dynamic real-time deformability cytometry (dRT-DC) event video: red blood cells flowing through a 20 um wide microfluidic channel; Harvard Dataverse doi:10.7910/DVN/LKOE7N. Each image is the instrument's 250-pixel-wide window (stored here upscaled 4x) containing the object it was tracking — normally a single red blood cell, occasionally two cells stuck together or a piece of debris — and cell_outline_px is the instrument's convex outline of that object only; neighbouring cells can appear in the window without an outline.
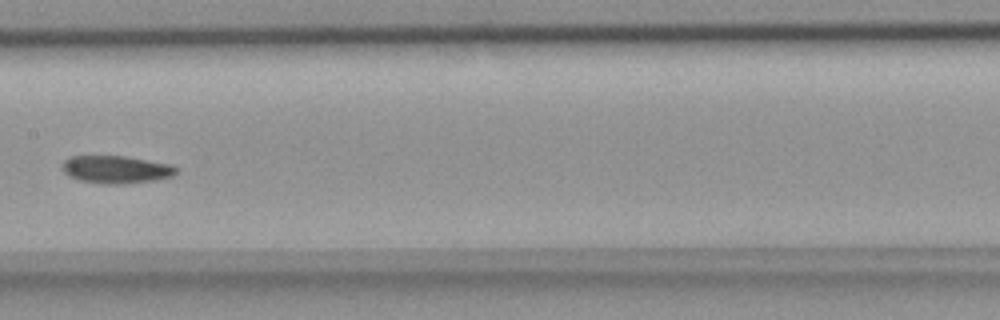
{"species": "common noctule bat (a hibernating species)", "species_latin": "Nyctalus noctula", "temperature_condition": "room temperature", "stored_images_in_passage": 7, "camera_frame_rate_fps": 3000, "um_per_image_px": 0.085, "animal": {"sex": "female", "body_mass_g": 18.4}, "frame": {"image": 1, "passage_image": 6, "time_ms": 1.667, "image_size_px": [1000, 320], "cell_outline_px": [[180, 168], [172, 176], [152, 180], [120, 184], [100, 184], [80, 180], [64, 172], [64, 160], [68, 156], [124, 156], [172, 164]], "centroid_in_image_um": [9.9, 14.4], "position_along_channel_um": 197.5, "area_um2": 18.21}}
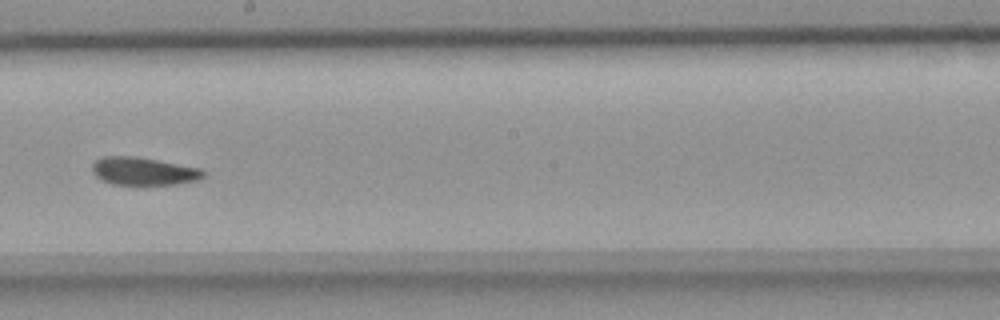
{"frame": {"image": 2, "passage_image": 7, "time_ms": 2.0, "image_size_px": [1000, 320], "cell_outline_px": [[204, 176], [200, 180], [176, 184], [112, 184], [96, 176], [92, 172], [92, 164], [96, 160], [104, 156], [136, 156], [200, 168], [204, 172]], "centroid_in_image_um": [12.2, 14.54], "position_along_channel_um": 236.0, "area_um2": 17.92}}